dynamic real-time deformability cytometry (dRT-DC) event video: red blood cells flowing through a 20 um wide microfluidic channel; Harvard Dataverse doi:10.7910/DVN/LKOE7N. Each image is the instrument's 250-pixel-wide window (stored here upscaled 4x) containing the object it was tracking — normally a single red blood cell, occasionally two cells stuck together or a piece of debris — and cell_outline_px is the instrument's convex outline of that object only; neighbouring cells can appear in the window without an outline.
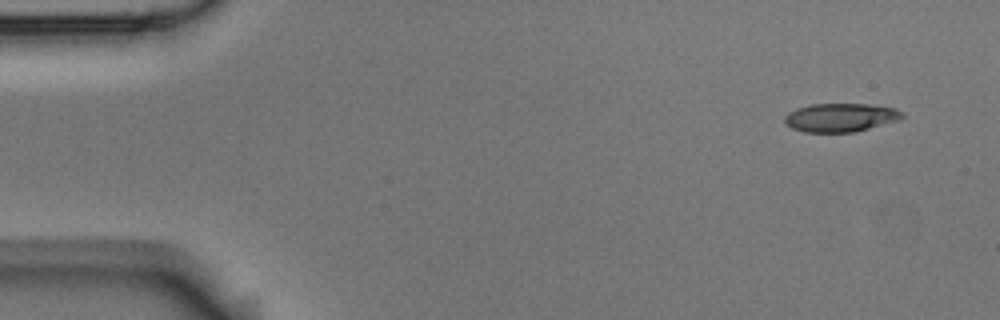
{"species": "Egyptian fruit bat (a non-hibernating species)", "species_latin": "Rousettus aegyptiacus", "temperature_condition": "room temperature", "stored_images_in_passage": 6, "camera_frame_rate_fps": 3000, "um_per_image_px": 0.085, "animal": {"sex": "male"}, "frame": {"image": 1, "passage_image": 1, "time_ms": 0.0, "image_size_px": [1000, 320], "cell_outline_px": [[904, 116], [900, 120], [852, 132], [804, 132], [792, 128], [784, 120], [784, 116], [788, 112], [796, 108], [808, 104], [872, 104], [896, 108], [904, 112]], "centroid_in_image_um": [71.46, 9.97], "position_along_channel_um": 13.5, "area_um2": 19.65}}
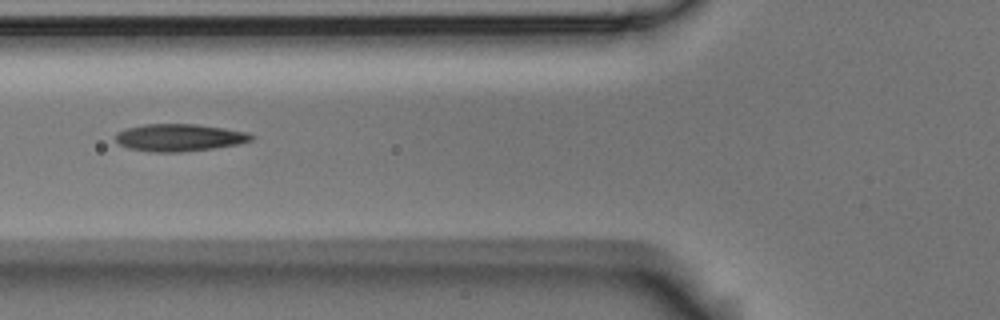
{"frame": {"image": 2, "passage_image": 6, "time_ms": 1.667, "image_size_px": [1000, 320], "cell_outline_px": [[256, 136], [252, 140], [240, 144], [212, 148], [180, 152], [152, 152], [128, 148], [120, 144], [116, 140], [116, 132], [128, 128], [144, 124], [196, 124], [224, 128], [248, 132]], "centroid_in_image_um": [15.27, 11.69], "position_along_channel_um": 110.5, "area_um2": 21.62}}